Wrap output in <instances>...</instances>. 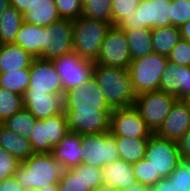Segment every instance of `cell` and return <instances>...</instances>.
Instances as JSON below:
<instances>
[{"label":"cell","instance_id":"obj_22","mask_svg":"<svg viewBox=\"0 0 190 191\" xmlns=\"http://www.w3.org/2000/svg\"><path fill=\"white\" fill-rule=\"evenodd\" d=\"M0 147L21 162L35 153L28 138L18 135L2 124H0Z\"/></svg>","mask_w":190,"mask_h":191},{"label":"cell","instance_id":"obj_53","mask_svg":"<svg viewBox=\"0 0 190 191\" xmlns=\"http://www.w3.org/2000/svg\"><path fill=\"white\" fill-rule=\"evenodd\" d=\"M22 191H38V190H36V189H34V188H25V189H23Z\"/></svg>","mask_w":190,"mask_h":191},{"label":"cell","instance_id":"obj_2","mask_svg":"<svg viewBox=\"0 0 190 191\" xmlns=\"http://www.w3.org/2000/svg\"><path fill=\"white\" fill-rule=\"evenodd\" d=\"M93 76L112 109L134 106L137 95L128 69L94 64Z\"/></svg>","mask_w":190,"mask_h":191},{"label":"cell","instance_id":"obj_12","mask_svg":"<svg viewBox=\"0 0 190 191\" xmlns=\"http://www.w3.org/2000/svg\"><path fill=\"white\" fill-rule=\"evenodd\" d=\"M73 52V20L63 19L45 27L41 59L53 60Z\"/></svg>","mask_w":190,"mask_h":191},{"label":"cell","instance_id":"obj_34","mask_svg":"<svg viewBox=\"0 0 190 191\" xmlns=\"http://www.w3.org/2000/svg\"><path fill=\"white\" fill-rule=\"evenodd\" d=\"M30 144L35 153H51L53 147L47 138L46 124L41 119H37L29 137Z\"/></svg>","mask_w":190,"mask_h":191},{"label":"cell","instance_id":"obj_16","mask_svg":"<svg viewBox=\"0 0 190 191\" xmlns=\"http://www.w3.org/2000/svg\"><path fill=\"white\" fill-rule=\"evenodd\" d=\"M189 128L190 111L182 100H176L155 134L177 142Z\"/></svg>","mask_w":190,"mask_h":191},{"label":"cell","instance_id":"obj_19","mask_svg":"<svg viewBox=\"0 0 190 191\" xmlns=\"http://www.w3.org/2000/svg\"><path fill=\"white\" fill-rule=\"evenodd\" d=\"M103 183L117 190H123L136 182L132 164L118 159L102 168Z\"/></svg>","mask_w":190,"mask_h":191},{"label":"cell","instance_id":"obj_24","mask_svg":"<svg viewBox=\"0 0 190 191\" xmlns=\"http://www.w3.org/2000/svg\"><path fill=\"white\" fill-rule=\"evenodd\" d=\"M149 137H122L115 136L119 158L129 164H135L145 158L146 146Z\"/></svg>","mask_w":190,"mask_h":191},{"label":"cell","instance_id":"obj_40","mask_svg":"<svg viewBox=\"0 0 190 191\" xmlns=\"http://www.w3.org/2000/svg\"><path fill=\"white\" fill-rule=\"evenodd\" d=\"M168 61L190 67V42L180 39L167 56Z\"/></svg>","mask_w":190,"mask_h":191},{"label":"cell","instance_id":"obj_42","mask_svg":"<svg viewBox=\"0 0 190 191\" xmlns=\"http://www.w3.org/2000/svg\"><path fill=\"white\" fill-rule=\"evenodd\" d=\"M84 179L87 188L94 190L103 184L102 169L84 164Z\"/></svg>","mask_w":190,"mask_h":191},{"label":"cell","instance_id":"obj_6","mask_svg":"<svg viewBox=\"0 0 190 191\" xmlns=\"http://www.w3.org/2000/svg\"><path fill=\"white\" fill-rule=\"evenodd\" d=\"M167 63L166 56L154 52L130 62L128 70L136 95L159 90L161 75Z\"/></svg>","mask_w":190,"mask_h":191},{"label":"cell","instance_id":"obj_31","mask_svg":"<svg viewBox=\"0 0 190 191\" xmlns=\"http://www.w3.org/2000/svg\"><path fill=\"white\" fill-rule=\"evenodd\" d=\"M46 124L47 138L50 145L55 148L69 132L65 112L41 119Z\"/></svg>","mask_w":190,"mask_h":191},{"label":"cell","instance_id":"obj_38","mask_svg":"<svg viewBox=\"0 0 190 191\" xmlns=\"http://www.w3.org/2000/svg\"><path fill=\"white\" fill-rule=\"evenodd\" d=\"M190 20V0H171V25L181 27Z\"/></svg>","mask_w":190,"mask_h":191},{"label":"cell","instance_id":"obj_13","mask_svg":"<svg viewBox=\"0 0 190 191\" xmlns=\"http://www.w3.org/2000/svg\"><path fill=\"white\" fill-rule=\"evenodd\" d=\"M113 136L150 137L153 133L134 107L116 108L110 114V130Z\"/></svg>","mask_w":190,"mask_h":191},{"label":"cell","instance_id":"obj_47","mask_svg":"<svg viewBox=\"0 0 190 191\" xmlns=\"http://www.w3.org/2000/svg\"><path fill=\"white\" fill-rule=\"evenodd\" d=\"M149 188L150 187L148 185H145V184H142V183L136 181L135 183L131 184L130 186H128L120 191H148Z\"/></svg>","mask_w":190,"mask_h":191},{"label":"cell","instance_id":"obj_50","mask_svg":"<svg viewBox=\"0 0 190 191\" xmlns=\"http://www.w3.org/2000/svg\"><path fill=\"white\" fill-rule=\"evenodd\" d=\"M10 5V0H0V16Z\"/></svg>","mask_w":190,"mask_h":191},{"label":"cell","instance_id":"obj_49","mask_svg":"<svg viewBox=\"0 0 190 191\" xmlns=\"http://www.w3.org/2000/svg\"><path fill=\"white\" fill-rule=\"evenodd\" d=\"M92 191H119V190L103 183V184L99 185L98 187H96Z\"/></svg>","mask_w":190,"mask_h":191},{"label":"cell","instance_id":"obj_41","mask_svg":"<svg viewBox=\"0 0 190 191\" xmlns=\"http://www.w3.org/2000/svg\"><path fill=\"white\" fill-rule=\"evenodd\" d=\"M21 161L0 147V181L15 174Z\"/></svg>","mask_w":190,"mask_h":191},{"label":"cell","instance_id":"obj_44","mask_svg":"<svg viewBox=\"0 0 190 191\" xmlns=\"http://www.w3.org/2000/svg\"><path fill=\"white\" fill-rule=\"evenodd\" d=\"M22 185L13 176L0 181V191H22Z\"/></svg>","mask_w":190,"mask_h":191},{"label":"cell","instance_id":"obj_25","mask_svg":"<svg viewBox=\"0 0 190 191\" xmlns=\"http://www.w3.org/2000/svg\"><path fill=\"white\" fill-rule=\"evenodd\" d=\"M151 37L153 52L167 57L181 39V32L179 27L170 25L151 29Z\"/></svg>","mask_w":190,"mask_h":191},{"label":"cell","instance_id":"obj_30","mask_svg":"<svg viewBox=\"0 0 190 191\" xmlns=\"http://www.w3.org/2000/svg\"><path fill=\"white\" fill-rule=\"evenodd\" d=\"M36 120L28 110L23 108L1 124L18 135L29 139Z\"/></svg>","mask_w":190,"mask_h":191},{"label":"cell","instance_id":"obj_27","mask_svg":"<svg viewBox=\"0 0 190 191\" xmlns=\"http://www.w3.org/2000/svg\"><path fill=\"white\" fill-rule=\"evenodd\" d=\"M124 32L128 40L132 60L153 53L151 29L142 28Z\"/></svg>","mask_w":190,"mask_h":191},{"label":"cell","instance_id":"obj_11","mask_svg":"<svg viewBox=\"0 0 190 191\" xmlns=\"http://www.w3.org/2000/svg\"><path fill=\"white\" fill-rule=\"evenodd\" d=\"M131 61L125 32L118 26H112L102 42L99 56L94 64L128 69Z\"/></svg>","mask_w":190,"mask_h":191},{"label":"cell","instance_id":"obj_20","mask_svg":"<svg viewBox=\"0 0 190 191\" xmlns=\"http://www.w3.org/2000/svg\"><path fill=\"white\" fill-rule=\"evenodd\" d=\"M45 27L23 22L14 44L21 46L33 58L41 59V50L44 47Z\"/></svg>","mask_w":190,"mask_h":191},{"label":"cell","instance_id":"obj_33","mask_svg":"<svg viewBox=\"0 0 190 191\" xmlns=\"http://www.w3.org/2000/svg\"><path fill=\"white\" fill-rule=\"evenodd\" d=\"M23 108V96L0 87V123Z\"/></svg>","mask_w":190,"mask_h":191},{"label":"cell","instance_id":"obj_23","mask_svg":"<svg viewBox=\"0 0 190 191\" xmlns=\"http://www.w3.org/2000/svg\"><path fill=\"white\" fill-rule=\"evenodd\" d=\"M24 22L47 27L61 19L55 1L38 0L32 8L23 14Z\"/></svg>","mask_w":190,"mask_h":191},{"label":"cell","instance_id":"obj_8","mask_svg":"<svg viewBox=\"0 0 190 191\" xmlns=\"http://www.w3.org/2000/svg\"><path fill=\"white\" fill-rule=\"evenodd\" d=\"M176 100L175 96L166 94L161 90H155L137 95L134 107L139 111L141 118L152 133H155Z\"/></svg>","mask_w":190,"mask_h":191},{"label":"cell","instance_id":"obj_18","mask_svg":"<svg viewBox=\"0 0 190 191\" xmlns=\"http://www.w3.org/2000/svg\"><path fill=\"white\" fill-rule=\"evenodd\" d=\"M85 152L86 148L82 145L81 134L69 131L52 153L63 169H70L83 162Z\"/></svg>","mask_w":190,"mask_h":191},{"label":"cell","instance_id":"obj_43","mask_svg":"<svg viewBox=\"0 0 190 191\" xmlns=\"http://www.w3.org/2000/svg\"><path fill=\"white\" fill-rule=\"evenodd\" d=\"M177 147L182 160L190 161V128L177 141Z\"/></svg>","mask_w":190,"mask_h":191},{"label":"cell","instance_id":"obj_28","mask_svg":"<svg viewBox=\"0 0 190 191\" xmlns=\"http://www.w3.org/2000/svg\"><path fill=\"white\" fill-rule=\"evenodd\" d=\"M30 83V67L0 73V87L9 91L24 95Z\"/></svg>","mask_w":190,"mask_h":191},{"label":"cell","instance_id":"obj_9","mask_svg":"<svg viewBox=\"0 0 190 191\" xmlns=\"http://www.w3.org/2000/svg\"><path fill=\"white\" fill-rule=\"evenodd\" d=\"M81 141L86 148L83 164L102 169L120 159L115 136L110 132L81 134Z\"/></svg>","mask_w":190,"mask_h":191},{"label":"cell","instance_id":"obj_32","mask_svg":"<svg viewBox=\"0 0 190 191\" xmlns=\"http://www.w3.org/2000/svg\"><path fill=\"white\" fill-rule=\"evenodd\" d=\"M112 0H83L82 16L111 22Z\"/></svg>","mask_w":190,"mask_h":191},{"label":"cell","instance_id":"obj_46","mask_svg":"<svg viewBox=\"0 0 190 191\" xmlns=\"http://www.w3.org/2000/svg\"><path fill=\"white\" fill-rule=\"evenodd\" d=\"M38 0H10L11 6L22 14L26 13Z\"/></svg>","mask_w":190,"mask_h":191},{"label":"cell","instance_id":"obj_21","mask_svg":"<svg viewBox=\"0 0 190 191\" xmlns=\"http://www.w3.org/2000/svg\"><path fill=\"white\" fill-rule=\"evenodd\" d=\"M33 57L14 43L0 44V73L31 67Z\"/></svg>","mask_w":190,"mask_h":191},{"label":"cell","instance_id":"obj_14","mask_svg":"<svg viewBox=\"0 0 190 191\" xmlns=\"http://www.w3.org/2000/svg\"><path fill=\"white\" fill-rule=\"evenodd\" d=\"M27 89L64 96L61 80L50 60L34 58L30 67V83Z\"/></svg>","mask_w":190,"mask_h":191},{"label":"cell","instance_id":"obj_37","mask_svg":"<svg viewBox=\"0 0 190 191\" xmlns=\"http://www.w3.org/2000/svg\"><path fill=\"white\" fill-rule=\"evenodd\" d=\"M168 179L182 191H190V161L181 160Z\"/></svg>","mask_w":190,"mask_h":191},{"label":"cell","instance_id":"obj_10","mask_svg":"<svg viewBox=\"0 0 190 191\" xmlns=\"http://www.w3.org/2000/svg\"><path fill=\"white\" fill-rule=\"evenodd\" d=\"M66 91L81 87L93 76L94 62L80 58L75 52L51 60Z\"/></svg>","mask_w":190,"mask_h":191},{"label":"cell","instance_id":"obj_45","mask_svg":"<svg viewBox=\"0 0 190 191\" xmlns=\"http://www.w3.org/2000/svg\"><path fill=\"white\" fill-rule=\"evenodd\" d=\"M148 191H182L174 184H171L168 178H162L156 185L149 188Z\"/></svg>","mask_w":190,"mask_h":191},{"label":"cell","instance_id":"obj_26","mask_svg":"<svg viewBox=\"0 0 190 191\" xmlns=\"http://www.w3.org/2000/svg\"><path fill=\"white\" fill-rule=\"evenodd\" d=\"M23 22V14L15 7L4 10L0 16V44L14 43Z\"/></svg>","mask_w":190,"mask_h":191},{"label":"cell","instance_id":"obj_1","mask_svg":"<svg viewBox=\"0 0 190 191\" xmlns=\"http://www.w3.org/2000/svg\"><path fill=\"white\" fill-rule=\"evenodd\" d=\"M63 111L70 132L88 134L110 130V114L113 109L107 103L94 76L81 87L64 93Z\"/></svg>","mask_w":190,"mask_h":191},{"label":"cell","instance_id":"obj_36","mask_svg":"<svg viewBox=\"0 0 190 191\" xmlns=\"http://www.w3.org/2000/svg\"><path fill=\"white\" fill-rule=\"evenodd\" d=\"M136 181L152 187L156 185L162 178L154 176V171L146 158L132 164Z\"/></svg>","mask_w":190,"mask_h":191},{"label":"cell","instance_id":"obj_48","mask_svg":"<svg viewBox=\"0 0 190 191\" xmlns=\"http://www.w3.org/2000/svg\"><path fill=\"white\" fill-rule=\"evenodd\" d=\"M181 39L190 42V20L180 27Z\"/></svg>","mask_w":190,"mask_h":191},{"label":"cell","instance_id":"obj_7","mask_svg":"<svg viewBox=\"0 0 190 191\" xmlns=\"http://www.w3.org/2000/svg\"><path fill=\"white\" fill-rule=\"evenodd\" d=\"M145 158L154 171V176L168 178L181 159L177 142L153 133L147 142Z\"/></svg>","mask_w":190,"mask_h":191},{"label":"cell","instance_id":"obj_5","mask_svg":"<svg viewBox=\"0 0 190 191\" xmlns=\"http://www.w3.org/2000/svg\"><path fill=\"white\" fill-rule=\"evenodd\" d=\"M171 25V0H141L136 11L117 26L122 31Z\"/></svg>","mask_w":190,"mask_h":191},{"label":"cell","instance_id":"obj_29","mask_svg":"<svg viewBox=\"0 0 190 191\" xmlns=\"http://www.w3.org/2000/svg\"><path fill=\"white\" fill-rule=\"evenodd\" d=\"M57 186L58 191H90L85 184L84 164L64 169Z\"/></svg>","mask_w":190,"mask_h":191},{"label":"cell","instance_id":"obj_17","mask_svg":"<svg viewBox=\"0 0 190 191\" xmlns=\"http://www.w3.org/2000/svg\"><path fill=\"white\" fill-rule=\"evenodd\" d=\"M159 90L181 100L190 94V67L168 61L160 79Z\"/></svg>","mask_w":190,"mask_h":191},{"label":"cell","instance_id":"obj_35","mask_svg":"<svg viewBox=\"0 0 190 191\" xmlns=\"http://www.w3.org/2000/svg\"><path fill=\"white\" fill-rule=\"evenodd\" d=\"M140 1L141 0H112V26H117L127 16L134 13Z\"/></svg>","mask_w":190,"mask_h":191},{"label":"cell","instance_id":"obj_52","mask_svg":"<svg viewBox=\"0 0 190 191\" xmlns=\"http://www.w3.org/2000/svg\"><path fill=\"white\" fill-rule=\"evenodd\" d=\"M182 102L186 105V107L188 108V110L190 111V94H188L187 96H185L184 98L181 99Z\"/></svg>","mask_w":190,"mask_h":191},{"label":"cell","instance_id":"obj_51","mask_svg":"<svg viewBox=\"0 0 190 191\" xmlns=\"http://www.w3.org/2000/svg\"><path fill=\"white\" fill-rule=\"evenodd\" d=\"M38 191H58V186L57 185H48V186H45V187L39 189Z\"/></svg>","mask_w":190,"mask_h":191},{"label":"cell","instance_id":"obj_15","mask_svg":"<svg viewBox=\"0 0 190 191\" xmlns=\"http://www.w3.org/2000/svg\"><path fill=\"white\" fill-rule=\"evenodd\" d=\"M24 108L36 119H44L63 111V97L46 91L27 89L23 95Z\"/></svg>","mask_w":190,"mask_h":191},{"label":"cell","instance_id":"obj_39","mask_svg":"<svg viewBox=\"0 0 190 191\" xmlns=\"http://www.w3.org/2000/svg\"><path fill=\"white\" fill-rule=\"evenodd\" d=\"M55 5L63 19L75 20L82 16V0H55Z\"/></svg>","mask_w":190,"mask_h":191},{"label":"cell","instance_id":"obj_4","mask_svg":"<svg viewBox=\"0 0 190 191\" xmlns=\"http://www.w3.org/2000/svg\"><path fill=\"white\" fill-rule=\"evenodd\" d=\"M111 27L109 22L83 16L73 20V52L82 59L95 62Z\"/></svg>","mask_w":190,"mask_h":191},{"label":"cell","instance_id":"obj_3","mask_svg":"<svg viewBox=\"0 0 190 191\" xmlns=\"http://www.w3.org/2000/svg\"><path fill=\"white\" fill-rule=\"evenodd\" d=\"M62 165L53 153H34L19 165L14 177L25 188L39 190L48 185H57L63 172Z\"/></svg>","mask_w":190,"mask_h":191}]
</instances>
